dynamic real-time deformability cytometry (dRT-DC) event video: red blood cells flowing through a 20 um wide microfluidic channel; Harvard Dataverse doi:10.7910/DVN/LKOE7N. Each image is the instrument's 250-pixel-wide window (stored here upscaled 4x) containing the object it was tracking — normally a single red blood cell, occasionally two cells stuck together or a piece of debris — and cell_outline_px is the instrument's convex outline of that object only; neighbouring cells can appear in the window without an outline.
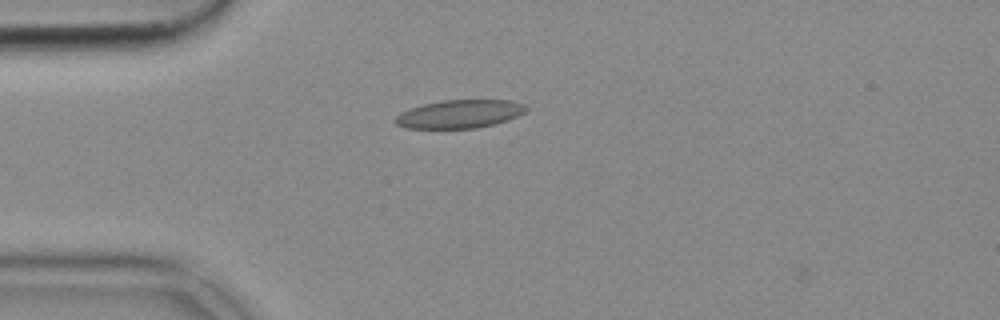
{"species": "common noctule bat (a hibernating species)", "species_latin": "Nyctalus noctula", "temperature_condition": "cold", "stored_images_in_passage": 6, "camera_frame_rate_fps": 3000, "um_per_image_px": 0.085, "animal": {"sex": "female", "body_mass_g": 18.4}, "frame": {"image": 1, "passage_image": 5, "time_ms": 1.333, "image_size_px": [1000, 320], "cell_outline_px": [[528, 108], [524, 112], [508, 120], [476, 128], [408, 128], [396, 124], [392, 120], [400, 112], [424, 104], [440, 100], [512, 100], [524, 104]], "centroid_in_image_um": [39.05, 9.68], "position_along_channel_um": 45.9, "area_um2": 21.44}}